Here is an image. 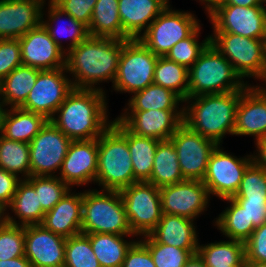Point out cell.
Segmentation results:
<instances>
[{
    "label": "cell",
    "instance_id": "cell-1",
    "mask_svg": "<svg viewBox=\"0 0 266 267\" xmlns=\"http://www.w3.org/2000/svg\"><path fill=\"white\" fill-rule=\"evenodd\" d=\"M123 40L88 36L66 53L65 68L74 89L106 92L99 83L115 81ZM97 85V86H95Z\"/></svg>",
    "mask_w": 266,
    "mask_h": 267
},
{
    "label": "cell",
    "instance_id": "cell-2",
    "mask_svg": "<svg viewBox=\"0 0 266 267\" xmlns=\"http://www.w3.org/2000/svg\"><path fill=\"white\" fill-rule=\"evenodd\" d=\"M106 98L99 90L73 89L50 121L72 141L99 138L113 122Z\"/></svg>",
    "mask_w": 266,
    "mask_h": 267
},
{
    "label": "cell",
    "instance_id": "cell-3",
    "mask_svg": "<svg viewBox=\"0 0 266 267\" xmlns=\"http://www.w3.org/2000/svg\"><path fill=\"white\" fill-rule=\"evenodd\" d=\"M241 91L189 97L184 101L183 122L200 135L222 145L232 135ZM186 104V105H185Z\"/></svg>",
    "mask_w": 266,
    "mask_h": 267
},
{
    "label": "cell",
    "instance_id": "cell-4",
    "mask_svg": "<svg viewBox=\"0 0 266 267\" xmlns=\"http://www.w3.org/2000/svg\"><path fill=\"white\" fill-rule=\"evenodd\" d=\"M95 183L101 190L116 191L137 183L128 148V129L117 118L98 138Z\"/></svg>",
    "mask_w": 266,
    "mask_h": 267
},
{
    "label": "cell",
    "instance_id": "cell-5",
    "mask_svg": "<svg viewBox=\"0 0 266 267\" xmlns=\"http://www.w3.org/2000/svg\"><path fill=\"white\" fill-rule=\"evenodd\" d=\"M188 74V98L241 91L249 85L211 43L188 69Z\"/></svg>",
    "mask_w": 266,
    "mask_h": 267
},
{
    "label": "cell",
    "instance_id": "cell-6",
    "mask_svg": "<svg viewBox=\"0 0 266 267\" xmlns=\"http://www.w3.org/2000/svg\"><path fill=\"white\" fill-rule=\"evenodd\" d=\"M81 232L134 235L119 191L89 189L83 192Z\"/></svg>",
    "mask_w": 266,
    "mask_h": 267
},
{
    "label": "cell",
    "instance_id": "cell-7",
    "mask_svg": "<svg viewBox=\"0 0 266 267\" xmlns=\"http://www.w3.org/2000/svg\"><path fill=\"white\" fill-rule=\"evenodd\" d=\"M210 43L244 80L262 81L266 72L265 40L246 38L234 33H211Z\"/></svg>",
    "mask_w": 266,
    "mask_h": 267
},
{
    "label": "cell",
    "instance_id": "cell-8",
    "mask_svg": "<svg viewBox=\"0 0 266 267\" xmlns=\"http://www.w3.org/2000/svg\"><path fill=\"white\" fill-rule=\"evenodd\" d=\"M172 8L169 3L138 39L157 57H166L176 43L189 37L201 24L194 13Z\"/></svg>",
    "mask_w": 266,
    "mask_h": 267
},
{
    "label": "cell",
    "instance_id": "cell-9",
    "mask_svg": "<svg viewBox=\"0 0 266 267\" xmlns=\"http://www.w3.org/2000/svg\"><path fill=\"white\" fill-rule=\"evenodd\" d=\"M158 57L138 39L123 40L114 91L133 93L153 84Z\"/></svg>",
    "mask_w": 266,
    "mask_h": 267
},
{
    "label": "cell",
    "instance_id": "cell-10",
    "mask_svg": "<svg viewBox=\"0 0 266 267\" xmlns=\"http://www.w3.org/2000/svg\"><path fill=\"white\" fill-rule=\"evenodd\" d=\"M119 192L129 226L136 239L149 235L156 228L163 214L159 188L148 182H137L124 187Z\"/></svg>",
    "mask_w": 266,
    "mask_h": 267
},
{
    "label": "cell",
    "instance_id": "cell-11",
    "mask_svg": "<svg viewBox=\"0 0 266 267\" xmlns=\"http://www.w3.org/2000/svg\"><path fill=\"white\" fill-rule=\"evenodd\" d=\"M221 146L217 145L210 154L202 182L208 188L210 196L213 195L222 200L236 194L244 172L253 162V158L252 153L238 158L224 151Z\"/></svg>",
    "mask_w": 266,
    "mask_h": 267
},
{
    "label": "cell",
    "instance_id": "cell-12",
    "mask_svg": "<svg viewBox=\"0 0 266 267\" xmlns=\"http://www.w3.org/2000/svg\"><path fill=\"white\" fill-rule=\"evenodd\" d=\"M71 142L48 120L29 143L30 176H57Z\"/></svg>",
    "mask_w": 266,
    "mask_h": 267
},
{
    "label": "cell",
    "instance_id": "cell-13",
    "mask_svg": "<svg viewBox=\"0 0 266 267\" xmlns=\"http://www.w3.org/2000/svg\"><path fill=\"white\" fill-rule=\"evenodd\" d=\"M66 68L40 70L34 87L20 107L50 120L74 89Z\"/></svg>",
    "mask_w": 266,
    "mask_h": 267
},
{
    "label": "cell",
    "instance_id": "cell-14",
    "mask_svg": "<svg viewBox=\"0 0 266 267\" xmlns=\"http://www.w3.org/2000/svg\"><path fill=\"white\" fill-rule=\"evenodd\" d=\"M170 140L177 152L184 179L202 181L207 171L210 154L217 144L192 130L184 122Z\"/></svg>",
    "mask_w": 266,
    "mask_h": 267
},
{
    "label": "cell",
    "instance_id": "cell-15",
    "mask_svg": "<svg viewBox=\"0 0 266 267\" xmlns=\"http://www.w3.org/2000/svg\"><path fill=\"white\" fill-rule=\"evenodd\" d=\"M163 214L178 215L196 220L207 211L211 196L201 180L185 179L159 188Z\"/></svg>",
    "mask_w": 266,
    "mask_h": 267
},
{
    "label": "cell",
    "instance_id": "cell-16",
    "mask_svg": "<svg viewBox=\"0 0 266 267\" xmlns=\"http://www.w3.org/2000/svg\"><path fill=\"white\" fill-rule=\"evenodd\" d=\"M265 12L264 5H220L208 17L213 33H234L246 38L264 40Z\"/></svg>",
    "mask_w": 266,
    "mask_h": 267
},
{
    "label": "cell",
    "instance_id": "cell-17",
    "mask_svg": "<svg viewBox=\"0 0 266 267\" xmlns=\"http://www.w3.org/2000/svg\"><path fill=\"white\" fill-rule=\"evenodd\" d=\"M116 118L136 135L168 140L183 123V110L124 111Z\"/></svg>",
    "mask_w": 266,
    "mask_h": 267
},
{
    "label": "cell",
    "instance_id": "cell-18",
    "mask_svg": "<svg viewBox=\"0 0 266 267\" xmlns=\"http://www.w3.org/2000/svg\"><path fill=\"white\" fill-rule=\"evenodd\" d=\"M22 65L39 70H54L65 67L66 53L50 37L41 23L20 37Z\"/></svg>",
    "mask_w": 266,
    "mask_h": 267
},
{
    "label": "cell",
    "instance_id": "cell-19",
    "mask_svg": "<svg viewBox=\"0 0 266 267\" xmlns=\"http://www.w3.org/2000/svg\"><path fill=\"white\" fill-rule=\"evenodd\" d=\"M97 159L98 138L72 141L57 176L71 188L95 184Z\"/></svg>",
    "mask_w": 266,
    "mask_h": 267
},
{
    "label": "cell",
    "instance_id": "cell-20",
    "mask_svg": "<svg viewBox=\"0 0 266 267\" xmlns=\"http://www.w3.org/2000/svg\"><path fill=\"white\" fill-rule=\"evenodd\" d=\"M25 257L32 267H64L66 238L41 224L24 226Z\"/></svg>",
    "mask_w": 266,
    "mask_h": 267
},
{
    "label": "cell",
    "instance_id": "cell-21",
    "mask_svg": "<svg viewBox=\"0 0 266 267\" xmlns=\"http://www.w3.org/2000/svg\"><path fill=\"white\" fill-rule=\"evenodd\" d=\"M233 135L253 136L255 141L266 137V88L261 84L241 90Z\"/></svg>",
    "mask_w": 266,
    "mask_h": 267
},
{
    "label": "cell",
    "instance_id": "cell-22",
    "mask_svg": "<svg viewBox=\"0 0 266 267\" xmlns=\"http://www.w3.org/2000/svg\"><path fill=\"white\" fill-rule=\"evenodd\" d=\"M47 0H0V39H19L42 21Z\"/></svg>",
    "mask_w": 266,
    "mask_h": 267
},
{
    "label": "cell",
    "instance_id": "cell-23",
    "mask_svg": "<svg viewBox=\"0 0 266 267\" xmlns=\"http://www.w3.org/2000/svg\"><path fill=\"white\" fill-rule=\"evenodd\" d=\"M170 0H118L123 40L139 39Z\"/></svg>",
    "mask_w": 266,
    "mask_h": 267
},
{
    "label": "cell",
    "instance_id": "cell-24",
    "mask_svg": "<svg viewBox=\"0 0 266 267\" xmlns=\"http://www.w3.org/2000/svg\"><path fill=\"white\" fill-rule=\"evenodd\" d=\"M83 192L70 189L64 197L45 213L41 225L65 238L78 235L82 224Z\"/></svg>",
    "mask_w": 266,
    "mask_h": 267
},
{
    "label": "cell",
    "instance_id": "cell-25",
    "mask_svg": "<svg viewBox=\"0 0 266 267\" xmlns=\"http://www.w3.org/2000/svg\"><path fill=\"white\" fill-rule=\"evenodd\" d=\"M194 220L162 214L156 228L149 234L157 243L185 250H198L199 238Z\"/></svg>",
    "mask_w": 266,
    "mask_h": 267
},
{
    "label": "cell",
    "instance_id": "cell-26",
    "mask_svg": "<svg viewBox=\"0 0 266 267\" xmlns=\"http://www.w3.org/2000/svg\"><path fill=\"white\" fill-rule=\"evenodd\" d=\"M48 4L45 2L42 9V21L41 23L47 29L50 37L55 41V43L62 49L65 53L69 50L74 48L76 45L84 41L88 36V29L87 27L82 24L81 22L74 19L71 15L63 12L60 8H58L51 0H47ZM48 5V8L46 7ZM48 9V13L46 15L45 11ZM44 14L46 15L44 17ZM48 17V18H47ZM46 18L47 20H45ZM67 20L64 22H68L66 24H61L59 26L58 21L60 20ZM62 20V21H63ZM66 35V38H69V43L64 47L63 43L61 42L63 36Z\"/></svg>",
    "mask_w": 266,
    "mask_h": 267
},
{
    "label": "cell",
    "instance_id": "cell-27",
    "mask_svg": "<svg viewBox=\"0 0 266 267\" xmlns=\"http://www.w3.org/2000/svg\"><path fill=\"white\" fill-rule=\"evenodd\" d=\"M8 209L14 212L13 215L16 217L10 216ZM44 215L34 186L27 179L21 180L7 207V223L19 226L41 224Z\"/></svg>",
    "mask_w": 266,
    "mask_h": 267
},
{
    "label": "cell",
    "instance_id": "cell-28",
    "mask_svg": "<svg viewBox=\"0 0 266 267\" xmlns=\"http://www.w3.org/2000/svg\"><path fill=\"white\" fill-rule=\"evenodd\" d=\"M39 69L20 65L0 81V98L7 108H20L26 101Z\"/></svg>",
    "mask_w": 266,
    "mask_h": 267
},
{
    "label": "cell",
    "instance_id": "cell-29",
    "mask_svg": "<svg viewBox=\"0 0 266 267\" xmlns=\"http://www.w3.org/2000/svg\"><path fill=\"white\" fill-rule=\"evenodd\" d=\"M48 120L22 108L7 109L1 135L6 139L30 143Z\"/></svg>",
    "mask_w": 266,
    "mask_h": 267
},
{
    "label": "cell",
    "instance_id": "cell-30",
    "mask_svg": "<svg viewBox=\"0 0 266 267\" xmlns=\"http://www.w3.org/2000/svg\"><path fill=\"white\" fill-rule=\"evenodd\" d=\"M101 267H122L126 253L136 241L135 235H117L109 233L86 234ZM132 237V240L125 238Z\"/></svg>",
    "mask_w": 266,
    "mask_h": 267
},
{
    "label": "cell",
    "instance_id": "cell-31",
    "mask_svg": "<svg viewBox=\"0 0 266 267\" xmlns=\"http://www.w3.org/2000/svg\"><path fill=\"white\" fill-rule=\"evenodd\" d=\"M183 103L176 93L153 83L133 93L123 111L183 110Z\"/></svg>",
    "mask_w": 266,
    "mask_h": 267
},
{
    "label": "cell",
    "instance_id": "cell-32",
    "mask_svg": "<svg viewBox=\"0 0 266 267\" xmlns=\"http://www.w3.org/2000/svg\"><path fill=\"white\" fill-rule=\"evenodd\" d=\"M184 180L172 141L160 140L155 152L152 174L147 182L160 188Z\"/></svg>",
    "mask_w": 266,
    "mask_h": 267
},
{
    "label": "cell",
    "instance_id": "cell-33",
    "mask_svg": "<svg viewBox=\"0 0 266 267\" xmlns=\"http://www.w3.org/2000/svg\"><path fill=\"white\" fill-rule=\"evenodd\" d=\"M87 29L91 37H109L123 40L118 0H97Z\"/></svg>",
    "mask_w": 266,
    "mask_h": 267
},
{
    "label": "cell",
    "instance_id": "cell-34",
    "mask_svg": "<svg viewBox=\"0 0 266 267\" xmlns=\"http://www.w3.org/2000/svg\"><path fill=\"white\" fill-rule=\"evenodd\" d=\"M199 256L207 267H227L233 264H245V242L228 239L208 244L198 243Z\"/></svg>",
    "mask_w": 266,
    "mask_h": 267
},
{
    "label": "cell",
    "instance_id": "cell-35",
    "mask_svg": "<svg viewBox=\"0 0 266 267\" xmlns=\"http://www.w3.org/2000/svg\"><path fill=\"white\" fill-rule=\"evenodd\" d=\"M159 141L152 137L136 135L128 130V148L137 182H147L150 179Z\"/></svg>",
    "mask_w": 266,
    "mask_h": 267
},
{
    "label": "cell",
    "instance_id": "cell-36",
    "mask_svg": "<svg viewBox=\"0 0 266 267\" xmlns=\"http://www.w3.org/2000/svg\"><path fill=\"white\" fill-rule=\"evenodd\" d=\"M222 201H227L229 205L214 219V226L228 239L245 242L254 231L253 224H248L244 208L232 197Z\"/></svg>",
    "mask_w": 266,
    "mask_h": 267
},
{
    "label": "cell",
    "instance_id": "cell-37",
    "mask_svg": "<svg viewBox=\"0 0 266 267\" xmlns=\"http://www.w3.org/2000/svg\"><path fill=\"white\" fill-rule=\"evenodd\" d=\"M188 68L167 57H158L153 83L176 93L183 101L188 98Z\"/></svg>",
    "mask_w": 266,
    "mask_h": 267
},
{
    "label": "cell",
    "instance_id": "cell-38",
    "mask_svg": "<svg viewBox=\"0 0 266 267\" xmlns=\"http://www.w3.org/2000/svg\"><path fill=\"white\" fill-rule=\"evenodd\" d=\"M0 168L18 176L22 180L29 178V143L9 140L0 134Z\"/></svg>",
    "mask_w": 266,
    "mask_h": 267
},
{
    "label": "cell",
    "instance_id": "cell-39",
    "mask_svg": "<svg viewBox=\"0 0 266 267\" xmlns=\"http://www.w3.org/2000/svg\"><path fill=\"white\" fill-rule=\"evenodd\" d=\"M139 240L148 248L156 267H183L198 250H185L157 243L150 235Z\"/></svg>",
    "mask_w": 266,
    "mask_h": 267
},
{
    "label": "cell",
    "instance_id": "cell-40",
    "mask_svg": "<svg viewBox=\"0 0 266 267\" xmlns=\"http://www.w3.org/2000/svg\"><path fill=\"white\" fill-rule=\"evenodd\" d=\"M64 267H101L86 234L66 238Z\"/></svg>",
    "mask_w": 266,
    "mask_h": 267
},
{
    "label": "cell",
    "instance_id": "cell-41",
    "mask_svg": "<svg viewBox=\"0 0 266 267\" xmlns=\"http://www.w3.org/2000/svg\"><path fill=\"white\" fill-rule=\"evenodd\" d=\"M27 180L38 193L44 213L50 211L71 189L58 176H30Z\"/></svg>",
    "mask_w": 266,
    "mask_h": 267
},
{
    "label": "cell",
    "instance_id": "cell-42",
    "mask_svg": "<svg viewBox=\"0 0 266 267\" xmlns=\"http://www.w3.org/2000/svg\"><path fill=\"white\" fill-rule=\"evenodd\" d=\"M201 25L187 38L176 43L166 57L176 62L177 64L184 65L188 69L197 61L201 53L210 44V35L205 37L202 42H199L201 35ZM200 34V35H199Z\"/></svg>",
    "mask_w": 266,
    "mask_h": 267
},
{
    "label": "cell",
    "instance_id": "cell-43",
    "mask_svg": "<svg viewBox=\"0 0 266 267\" xmlns=\"http://www.w3.org/2000/svg\"><path fill=\"white\" fill-rule=\"evenodd\" d=\"M233 199H266V170L252 162Z\"/></svg>",
    "mask_w": 266,
    "mask_h": 267
},
{
    "label": "cell",
    "instance_id": "cell-44",
    "mask_svg": "<svg viewBox=\"0 0 266 267\" xmlns=\"http://www.w3.org/2000/svg\"><path fill=\"white\" fill-rule=\"evenodd\" d=\"M24 226L5 223L0 225V260L25 255Z\"/></svg>",
    "mask_w": 266,
    "mask_h": 267
},
{
    "label": "cell",
    "instance_id": "cell-45",
    "mask_svg": "<svg viewBox=\"0 0 266 267\" xmlns=\"http://www.w3.org/2000/svg\"><path fill=\"white\" fill-rule=\"evenodd\" d=\"M22 65L18 39H0V81Z\"/></svg>",
    "mask_w": 266,
    "mask_h": 267
},
{
    "label": "cell",
    "instance_id": "cell-46",
    "mask_svg": "<svg viewBox=\"0 0 266 267\" xmlns=\"http://www.w3.org/2000/svg\"><path fill=\"white\" fill-rule=\"evenodd\" d=\"M63 12L84 24L87 28L91 22L97 0H51Z\"/></svg>",
    "mask_w": 266,
    "mask_h": 267
},
{
    "label": "cell",
    "instance_id": "cell-47",
    "mask_svg": "<svg viewBox=\"0 0 266 267\" xmlns=\"http://www.w3.org/2000/svg\"><path fill=\"white\" fill-rule=\"evenodd\" d=\"M245 259L266 262V222L255 228L245 241Z\"/></svg>",
    "mask_w": 266,
    "mask_h": 267
},
{
    "label": "cell",
    "instance_id": "cell-48",
    "mask_svg": "<svg viewBox=\"0 0 266 267\" xmlns=\"http://www.w3.org/2000/svg\"><path fill=\"white\" fill-rule=\"evenodd\" d=\"M122 267H156L148 248L138 239L128 249Z\"/></svg>",
    "mask_w": 266,
    "mask_h": 267
},
{
    "label": "cell",
    "instance_id": "cell-49",
    "mask_svg": "<svg viewBox=\"0 0 266 267\" xmlns=\"http://www.w3.org/2000/svg\"><path fill=\"white\" fill-rule=\"evenodd\" d=\"M248 218V224H253L254 229L266 222V199H234Z\"/></svg>",
    "mask_w": 266,
    "mask_h": 267
},
{
    "label": "cell",
    "instance_id": "cell-50",
    "mask_svg": "<svg viewBox=\"0 0 266 267\" xmlns=\"http://www.w3.org/2000/svg\"><path fill=\"white\" fill-rule=\"evenodd\" d=\"M22 179L0 168V203L6 208L10 205Z\"/></svg>",
    "mask_w": 266,
    "mask_h": 267
},
{
    "label": "cell",
    "instance_id": "cell-51",
    "mask_svg": "<svg viewBox=\"0 0 266 267\" xmlns=\"http://www.w3.org/2000/svg\"><path fill=\"white\" fill-rule=\"evenodd\" d=\"M256 153L252 154L253 162L266 170V137L254 141Z\"/></svg>",
    "mask_w": 266,
    "mask_h": 267
},
{
    "label": "cell",
    "instance_id": "cell-52",
    "mask_svg": "<svg viewBox=\"0 0 266 267\" xmlns=\"http://www.w3.org/2000/svg\"><path fill=\"white\" fill-rule=\"evenodd\" d=\"M0 267H32V264L24 255L8 260H0Z\"/></svg>",
    "mask_w": 266,
    "mask_h": 267
},
{
    "label": "cell",
    "instance_id": "cell-53",
    "mask_svg": "<svg viewBox=\"0 0 266 267\" xmlns=\"http://www.w3.org/2000/svg\"><path fill=\"white\" fill-rule=\"evenodd\" d=\"M221 5H236V6H243V7H251V6L263 5V1L262 0H224Z\"/></svg>",
    "mask_w": 266,
    "mask_h": 267
},
{
    "label": "cell",
    "instance_id": "cell-54",
    "mask_svg": "<svg viewBox=\"0 0 266 267\" xmlns=\"http://www.w3.org/2000/svg\"><path fill=\"white\" fill-rule=\"evenodd\" d=\"M202 6H205L207 16H210L222 3L224 0H198Z\"/></svg>",
    "mask_w": 266,
    "mask_h": 267
},
{
    "label": "cell",
    "instance_id": "cell-55",
    "mask_svg": "<svg viewBox=\"0 0 266 267\" xmlns=\"http://www.w3.org/2000/svg\"><path fill=\"white\" fill-rule=\"evenodd\" d=\"M183 267H207L198 253L193 254Z\"/></svg>",
    "mask_w": 266,
    "mask_h": 267
},
{
    "label": "cell",
    "instance_id": "cell-56",
    "mask_svg": "<svg viewBox=\"0 0 266 267\" xmlns=\"http://www.w3.org/2000/svg\"><path fill=\"white\" fill-rule=\"evenodd\" d=\"M7 109L8 108H6V105L4 104V102L0 98V134L2 132L3 120H4V116H5Z\"/></svg>",
    "mask_w": 266,
    "mask_h": 267
},
{
    "label": "cell",
    "instance_id": "cell-57",
    "mask_svg": "<svg viewBox=\"0 0 266 267\" xmlns=\"http://www.w3.org/2000/svg\"><path fill=\"white\" fill-rule=\"evenodd\" d=\"M7 223V208L0 203V225Z\"/></svg>",
    "mask_w": 266,
    "mask_h": 267
},
{
    "label": "cell",
    "instance_id": "cell-58",
    "mask_svg": "<svg viewBox=\"0 0 266 267\" xmlns=\"http://www.w3.org/2000/svg\"><path fill=\"white\" fill-rule=\"evenodd\" d=\"M245 267H266V262H258L245 259Z\"/></svg>",
    "mask_w": 266,
    "mask_h": 267
},
{
    "label": "cell",
    "instance_id": "cell-59",
    "mask_svg": "<svg viewBox=\"0 0 266 267\" xmlns=\"http://www.w3.org/2000/svg\"><path fill=\"white\" fill-rule=\"evenodd\" d=\"M227 267H245V264H233V265H229Z\"/></svg>",
    "mask_w": 266,
    "mask_h": 267
},
{
    "label": "cell",
    "instance_id": "cell-60",
    "mask_svg": "<svg viewBox=\"0 0 266 267\" xmlns=\"http://www.w3.org/2000/svg\"><path fill=\"white\" fill-rule=\"evenodd\" d=\"M263 82V83H262ZM265 83V84H264ZM261 84L263 88H266V72H265V76H264V79L261 81ZM264 85V86H263Z\"/></svg>",
    "mask_w": 266,
    "mask_h": 267
},
{
    "label": "cell",
    "instance_id": "cell-61",
    "mask_svg": "<svg viewBox=\"0 0 266 267\" xmlns=\"http://www.w3.org/2000/svg\"><path fill=\"white\" fill-rule=\"evenodd\" d=\"M264 40H265V43H266V12H265V34H264Z\"/></svg>",
    "mask_w": 266,
    "mask_h": 267
},
{
    "label": "cell",
    "instance_id": "cell-62",
    "mask_svg": "<svg viewBox=\"0 0 266 267\" xmlns=\"http://www.w3.org/2000/svg\"><path fill=\"white\" fill-rule=\"evenodd\" d=\"M263 1V5L266 7V0H262Z\"/></svg>",
    "mask_w": 266,
    "mask_h": 267
}]
</instances>
